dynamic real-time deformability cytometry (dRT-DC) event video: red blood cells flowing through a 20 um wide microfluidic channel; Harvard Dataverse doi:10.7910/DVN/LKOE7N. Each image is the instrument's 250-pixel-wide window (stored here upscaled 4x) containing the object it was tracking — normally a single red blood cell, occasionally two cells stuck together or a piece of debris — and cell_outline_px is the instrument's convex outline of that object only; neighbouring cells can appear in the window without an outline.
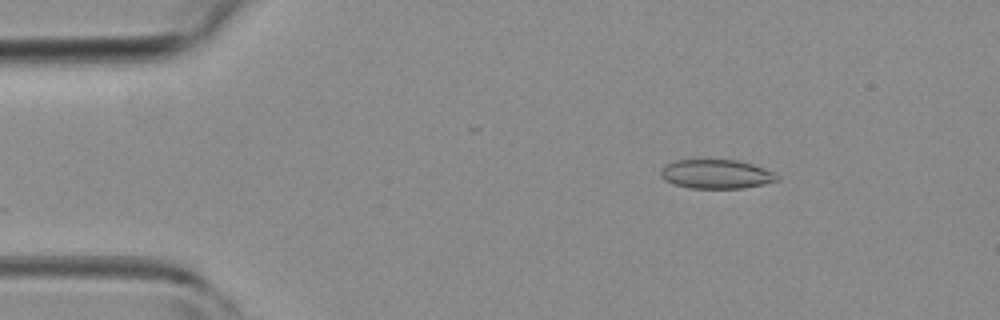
{"species": "common noctule bat (a hibernating species)", "species_latin": "Nyctalus noctula", "temperature_condition": "room temperature", "stored_images_in_passage": 6, "camera_frame_rate_fps": 3000, "um_per_image_px": 0.085, "animal": {"sex": "female", "body_mass_g": 19.3, "forearm_length_mm": 54.1}, "frame": {"image": 1, "passage_image": 3, "time_ms": 2.0, "image_size_px": [1000, 320], "cell_outline_px": [[780, 180], [744, 188], [688, 188], [664, 180], [660, 176], [660, 172], [668, 164], [676, 160], [736, 160], [752, 164], [776, 172], [780, 176]], "centroid_in_image_um": [60.93, 14.8], "position_along_channel_um": 24.1, "area_um2": 19.65}}
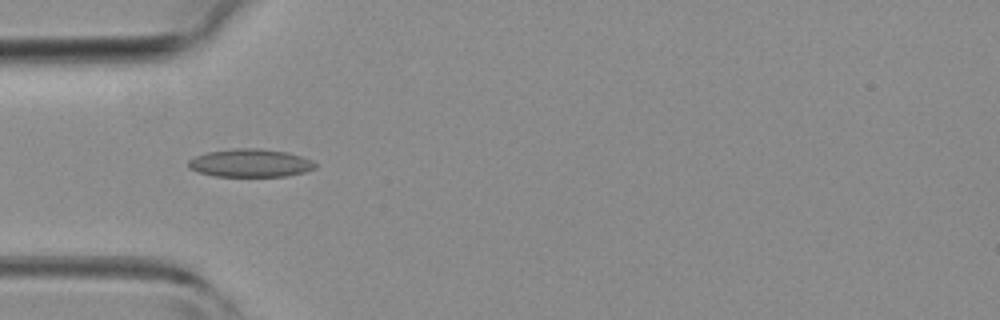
{"frame": {"image": 2, "passage_image": 5, "time_ms": 4.333, "image_size_px": [1000, 320], "cell_outline_px": [[316, 168], [304, 172], [284, 176], [216, 176], [196, 172], [188, 168], [188, 160], [204, 152], [232, 148], [256, 148], [284, 152], [300, 156], [312, 160], [316, 164]], "centroid_in_image_um": [21.22, 13.85], "position_along_channel_um": 63.8, "area_um2": 20.75}}
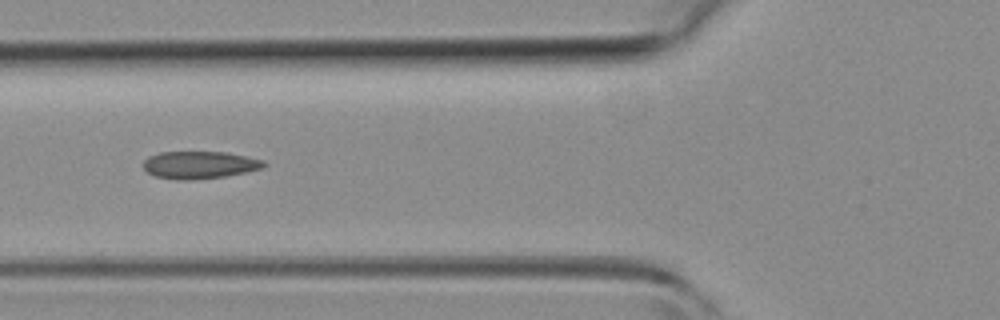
{"frame": {"image": 3, "passage_image": 6, "time_ms": 5.333, "image_size_px": [1000, 320], "cell_outline_px": [[268, 164], [264, 168], [224, 176], [192, 180], [180, 180], [156, 176], [148, 172], [144, 168], [144, 160], [148, 156], [160, 152], [228, 152], [264, 160]], "centroid_in_image_um": [16.99, 14.01], "position_along_channel_um": 108.8, "area_um2": 19.25}}